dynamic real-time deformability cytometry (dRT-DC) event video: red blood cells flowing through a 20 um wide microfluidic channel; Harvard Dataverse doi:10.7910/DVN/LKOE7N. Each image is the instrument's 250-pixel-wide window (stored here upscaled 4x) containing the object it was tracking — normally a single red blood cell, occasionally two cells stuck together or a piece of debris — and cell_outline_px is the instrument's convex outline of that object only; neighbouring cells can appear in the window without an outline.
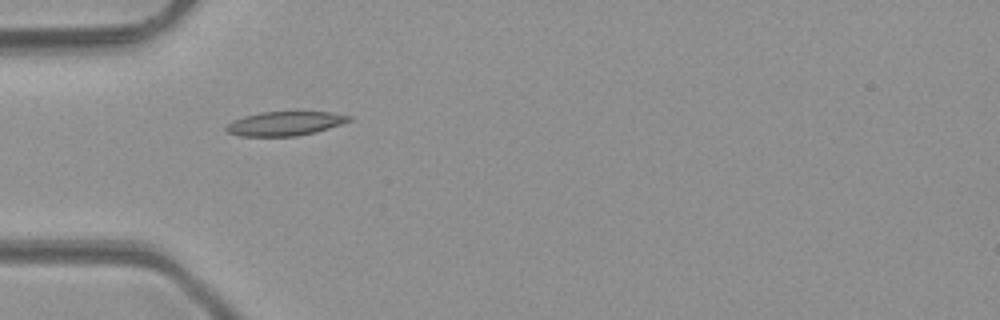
{"species": "common noctule bat (a hibernating species)", "species_latin": "Nyctalus noctula", "temperature_condition": "room temperature", "stored_images_in_passage": 5, "camera_frame_rate_fps": 3000, "um_per_image_px": 0.085, "animal": {"sex": "male", "body_mass_g": 23.1, "forearm_length_mm": 52.7}, "frame": {"image": 1, "passage_image": 5, "time_ms": 4.667, "image_size_px": [1000, 320], "cell_outline_px": [[352, 120], [316, 132], [296, 136], [240, 136], [228, 132], [224, 128], [232, 120], [244, 116], [260, 112], [332, 112], [352, 116]], "centroid_in_image_um": [24.21, 10.5], "position_along_channel_um": 60.8, "area_um2": 17.22}}